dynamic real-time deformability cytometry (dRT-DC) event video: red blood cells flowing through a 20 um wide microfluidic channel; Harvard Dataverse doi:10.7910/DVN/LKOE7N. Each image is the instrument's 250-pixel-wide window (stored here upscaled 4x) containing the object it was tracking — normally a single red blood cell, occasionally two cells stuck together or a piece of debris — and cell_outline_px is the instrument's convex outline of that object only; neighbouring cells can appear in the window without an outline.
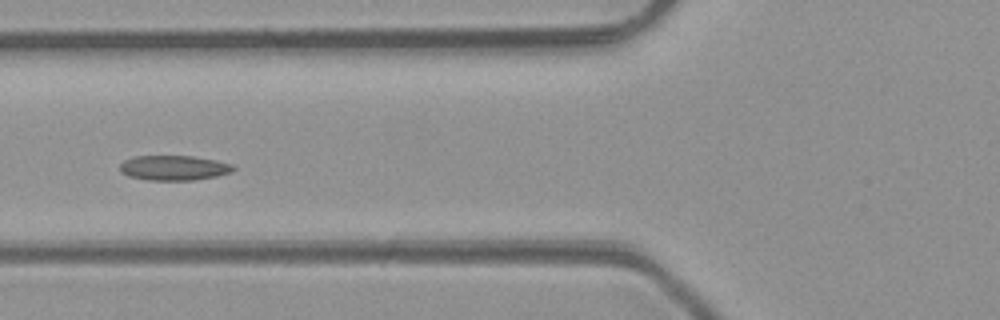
{"species": "common noctule bat (a hibernating species)", "species_latin": "Nyctalus noctula", "temperature_condition": "room temperature", "stored_images_in_passage": 5, "camera_frame_rate_fps": 3000, "um_per_image_px": 0.085, "animal": {"sex": "male", "body_mass_g": 23.1, "forearm_length_mm": 52.7}, "frame": {"image": 1, "passage_image": 5, "time_ms": 4.667, "image_size_px": [1000, 320], "cell_outline_px": [[236, 168], [232, 172], [216, 176], [196, 180], [148, 180], [128, 176], [120, 172], [120, 164], [124, 160], [132, 156], [192, 156], [216, 160], [232, 164]], "centroid_in_image_um": [14.77, 14.27], "position_along_channel_um": 111.0, "area_um2": 16.59}}